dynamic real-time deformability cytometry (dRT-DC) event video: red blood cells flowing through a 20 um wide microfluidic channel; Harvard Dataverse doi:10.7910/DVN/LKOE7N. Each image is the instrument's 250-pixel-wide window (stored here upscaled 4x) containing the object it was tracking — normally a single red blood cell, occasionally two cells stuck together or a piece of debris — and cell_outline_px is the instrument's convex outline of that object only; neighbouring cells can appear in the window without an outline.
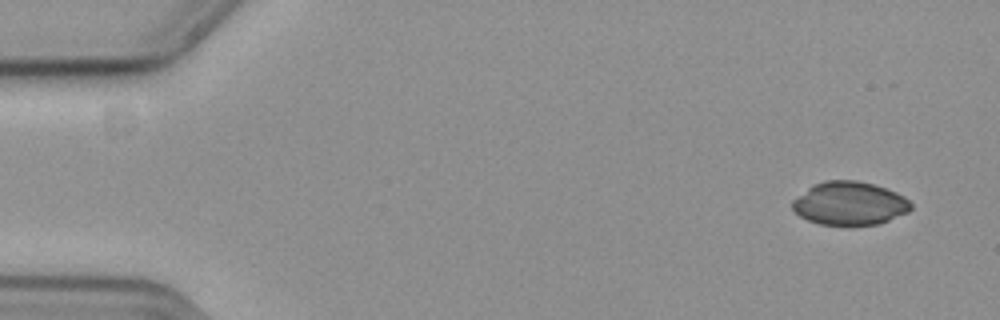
{"species": "common noctule bat (a hibernating species)", "species_latin": "Nyctalus noctula", "temperature_condition": "cold", "stored_images_in_passage": 57, "camera_frame_rate_fps": 3000, "um_per_image_px": 0.085, "animal": {"sex": "female", "body_mass_g": 19.3, "forearm_length_mm": 54.1}, "frame": {"image": 1, "passage_image": 3, "time_ms": 0.667, "image_size_px": [1000, 320], "cell_outline_px": [[912, 208], [908, 212], [880, 224], [852, 228], [848, 228], [820, 224], [808, 220], [800, 216], [792, 208], [792, 200], [808, 188], [824, 180], [856, 180], [872, 184], [896, 192], [904, 196], [912, 204]], "centroid_in_image_um": [72.23, 17.34], "position_along_channel_um": 12.8, "area_um2": 30.58}}
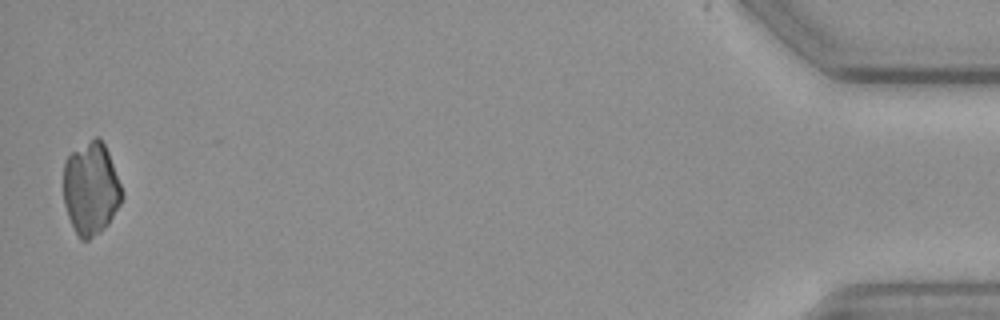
{"frame": {"image": 2, "passage_image": 56, "time_ms": 18.333, "image_size_px": [1000, 320], "cell_outline_px": [[124, 196], [120, 204], [108, 224], [100, 232], [88, 240], [80, 240], [68, 216], [64, 204], [64, 160], [72, 152], [96, 136], [100, 136], [108, 152], [120, 184]], "centroid_in_image_um": [7.73, 16.03], "position_along_channel_um": 427.5, "area_um2": 31.39}}